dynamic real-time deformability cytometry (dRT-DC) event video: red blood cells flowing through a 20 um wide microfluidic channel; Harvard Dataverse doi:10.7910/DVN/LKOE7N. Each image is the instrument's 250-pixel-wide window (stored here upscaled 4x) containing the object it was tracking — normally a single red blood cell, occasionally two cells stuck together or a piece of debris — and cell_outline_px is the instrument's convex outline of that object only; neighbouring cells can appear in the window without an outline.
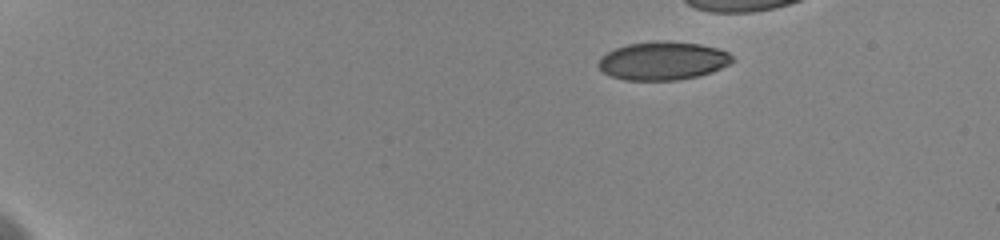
{"species": "human", "species_latin": "Homo sapiens", "temperature_condition": "cold", "stored_images_in_passage": 43, "camera_frame_rate_fps": 3000, "um_per_image_px": 0.085, "donor": {"sex": "female"}, "frame": {"image": 1, "passage_image": 1, "time_ms": 0.0, "image_size_px": [1000, 240], "cell_outline_px": [[732, 60], [728, 64], [712, 72], [696, 76], [676, 80], [624, 80], [612, 76], [604, 72], [596, 64], [600, 56], [616, 48], [628, 44], [656, 40], [700, 44], [716, 48], [728, 52], [732, 56]], "centroid_in_image_um": [56.3, 5.16], "position_along_channel_um": 28.7, "area_um2": 29.71}}
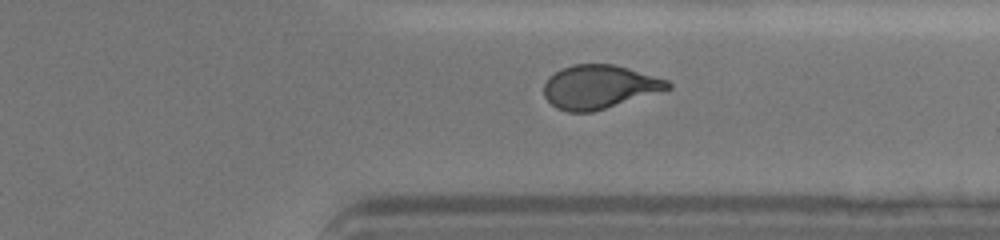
{"frame": {"image": 2, "passage_image": 38, "time_ms": 12.333, "image_size_px": [1000, 240], "cell_outline_px": [[672, 88], [592, 112], [568, 112], [556, 108], [544, 96], [544, 84], [548, 76], [560, 68], [572, 64], [612, 64], [628, 68], [668, 80], [672, 84]], "centroid_in_image_um": [50.9, 7.37], "position_along_channel_um": 360.5, "area_um2": 31.44}}
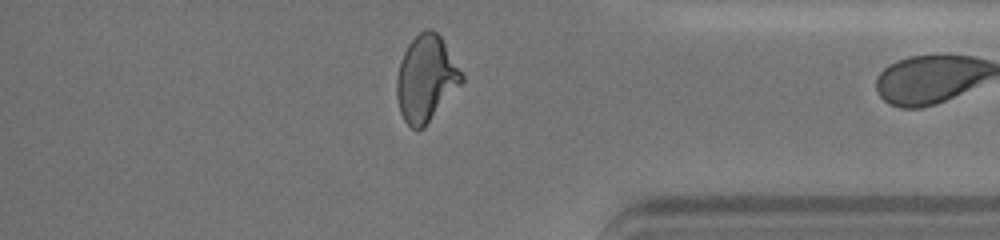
{"frame": {"image": 3, "passage_image": 42, "time_ms": 13.667, "image_size_px": [1000, 240], "cell_outline_px": [[464, 80], [424, 128], [412, 128], [404, 120], [400, 112], [396, 96], [396, 80], [400, 60], [408, 44], [420, 32], [428, 28], [436, 32], [440, 36], [464, 76]], "centroid_in_image_um": [36.19, 6.68], "position_along_channel_um": 399.0, "area_um2": 32.19}}